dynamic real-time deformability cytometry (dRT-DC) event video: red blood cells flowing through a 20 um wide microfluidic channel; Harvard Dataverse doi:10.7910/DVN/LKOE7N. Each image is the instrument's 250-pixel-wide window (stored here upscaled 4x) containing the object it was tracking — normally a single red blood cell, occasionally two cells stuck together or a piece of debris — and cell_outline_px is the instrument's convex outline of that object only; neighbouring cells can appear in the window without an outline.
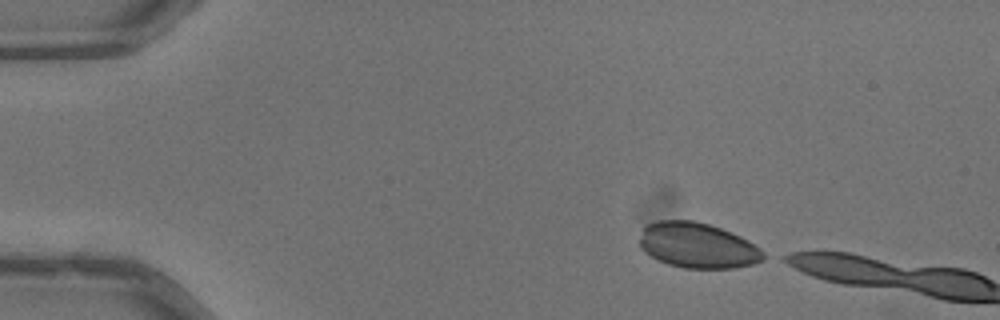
{"species": "common noctule bat (a hibernating species)", "species_latin": "Nyctalus noctula", "temperature_condition": "warm", "stored_images_in_passage": 3, "camera_frame_rate_fps": 3000, "um_per_image_px": 0.085, "animal": {"sex": "male", "body_mass_g": 13.3}, "frame": {"image": 1, "passage_image": 1, "time_ms": 0.0, "image_size_px": [1000, 320], "cell_outline_px": [[772, 256], [764, 260], [752, 264], [736, 268], [684, 268], [668, 264], [656, 260], [644, 252], [640, 248], [640, 236], [644, 224], [660, 220], [692, 220], [708, 224], [720, 228], [740, 236], [748, 240]], "centroid_in_image_um": [59.31, 20.87], "position_along_channel_um": 25.7, "area_um2": 33.23}}